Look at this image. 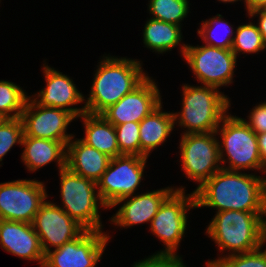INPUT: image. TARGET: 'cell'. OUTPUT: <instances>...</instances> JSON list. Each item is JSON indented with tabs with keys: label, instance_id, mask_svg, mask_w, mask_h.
Segmentation results:
<instances>
[{
	"label": "cell",
	"instance_id": "cell-1",
	"mask_svg": "<svg viewBox=\"0 0 266 267\" xmlns=\"http://www.w3.org/2000/svg\"><path fill=\"white\" fill-rule=\"evenodd\" d=\"M194 195L196 209L266 212V177L221 168Z\"/></svg>",
	"mask_w": 266,
	"mask_h": 267
},
{
	"label": "cell",
	"instance_id": "cell-2",
	"mask_svg": "<svg viewBox=\"0 0 266 267\" xmlns=\"http://www.w3.org/2000/svg\"><path fill=\"white\" fill-rule=\"evenodd\" d=\"M98 61L89 94L85 96L86 113L90 114H101L149 76L141 59L105 53Z\"/></svg>",
	"mask_w": 266,
	"mask_h": 267
},
{
	"label": "cell",
	"instance_id": "cell-3",
	"mask_svg": "<svg viewBox=\"0 0 266 267\" xmlns=\"http://www.w3.org/2000/svg\"><path fill=\"white\" fill-rule=\"evenodd\" d=\"M265 218L266 212H215L204 233L220 253L204 265L213 267L227 256L250 252L265 244Z\"/></svg>",
	"mask_w": 266,
	"mask_h": 267
},
{
	"label": "cell",
	"instance_id": "cell-4",
	"mask_svg": "<svg viewBox=\"0 0 266 267\" xmlns=\"http://www.w3.org/2000/svg\"><path fill=\"white\" fill-rule=\"evenodd\" d=\"M182 84L181 110L172 111L177 131L181 128L180 135L215 132L229 113L232 99L213 86Z\"/></svg>",
	"mask_w": 266,
	"mask_h": 267
},
{
	"label": "cell",
	"instance_id": "cell-5",
	"mask_svg": "<svg viewBox=\"0 0 266 267\" xmlns=\"http://www.w3.org/2000/svg\"><path fill=\"white\" fill-rule=\"evenodd\" d=\"M215 133L222 168L255 174L259 172L260 175L266 176V167L262 164L259 154L257 135L242 116L229 112L221 120Z\"/></svg>",
	"mask_w": 266,
	"mask_h": 267
},
{
	"label": "cell",
	"instance_id": "cell-6",
	"mask_svg": "<svg viewBox=\"0 0 266 267\" xmlns=\"http://www.w3.org/2000/svg\"><path fill=\"white\" fill-rule=\"evenodd\" d=\"M57 172L61 201L60 205L58 202L55 204L86 230L105 231L101 210L108 209L99 197L97 183L70 171L67 167Z\"/></svg>",
	"mask_w": 266,
	"mask_h": 267
},
{
	"label": "cell",
	"instance_id": "cell-7",
	"mask_svg": "<svg viewBox=\"0 0 266 267\" xmlns=\"http://www.w3.org/2000/svg\"><path fill=\"white\" fill-rule=\"evenodd\" d=\"M174 190L160 205L148 230L163 248L149 256H181L177 251L189 228L188 212L196 209L194 192ZM188 222V223H187Z\"/></svg>",
	"mask_w": 266,
	"mask_h": 267
},
{
	"label": "cell",
	"instance_id": "cell-8",
	"mask_svg": "<svg viewBox=\"0 0 266 267\" xmlns=\"http://www.w3.org/2000/svg\"><path fill=\"white\" fill-rule=\"evenodd\" d=\"M183 61L199 85L221 88L232 86L237 57L231 49L187 43Z\"/></svg>",
	"mask_w": 266,
	"mask_h": 267
},
{
	"label": "cell",
	"instance_id": "cell-9",
	"mask_svg": "<svg viewBox=\"0 0 266 267\" xmlns=\"http://www.w3.org/2000/svg\"><path fill=\"white\" fill-rule=\"evenodd\" d=\"M177 155L183 176L196 184L193 192L222 168L215 132L180 135Z\"/></svg>",
	"mask_w": 266,
	"mask_h": 267
},
{
	"label": "cell",
	"instance_id": "cell-10",
	"mask_svg": "<svg viewBox=\"0 0 266 267\" xmlns=\"http://www.w3.org/2000/svg\"><path fill=\"white\" fill-rule=\"evenodd\" d=\"M147 160V157L137 155L111 158L107 170L97 182L99 197L108 210L118 200L138 193L136 191L146 180Z\"/></svg>",
	"mask_w": 266,
	"mask_h": 267
},
{
	"label": "cell",
	"instance_id": "cell-11",
	"mask_svg": "<svg viewBox=\"0 0 266 267\" xmlns=\"http://www.w3.org/2000/svg\"><path fill=\"white\" fill-rule=\"evenodd\" d=\"M46 182L18 179L0 183V220L31 223L40 206L49 198Z\"/></svg>",
	"mask_w": 266,
	"mask_h": 267
},
{
	"label": "cell",
	"instance_id": "cell-12",
	"mask_svg": "<svg viewBox=\"0 0 266 267\" xmlns=\"http://www.w3.org/2000/svg\"><path fill=\"white\" fill-rule=\"evenodd\" d=\"M110 232L85 230L76 239L48 251L42 267H98L111 241Z\"/></svg>",
	"mask_w": 266,
	"mask_h": 267
},
{
	"label": "cell",
	"instance_id": "cell-13",
	"mask_svg": "<svg viewBox=\"0 0 266 267\" xmlns=\"http://www.w3.org/2000/svg\"><path fill=\"white\" fill-rule=\"evenodd\" d=\"M20 118L25 136L62 141L67 145L76 135L68 132L70 124L76 122V118L70 112L41 106L30 95Z\"/></svg>",
	"mask_w": 266,
	"mask_h": 267
},
{
	"label": "cell",
	"instance_id": "cell-14",
	"mask_svg": "<svg viewBox=\"0 0 266 267\" xmlns=\"http://www.w3.org/2000/svg\"><path fill=\"white\" fill-rule=\"evenodd\" d=\"M46 61L44 59L41 65L45 86L30 96L41 106L63 109L79 118L86 113L85 94L77 88L74 78L48 65Z\"/></svg>",
	"mask_w": 266,
	"mask_h": 267
},
{
	"label": "cell",
	"instance_id": "cell-15",
	"mask_svg": "<svg viewBox=\"0 0 266 267\" xmlns=\"http://www.w3.org/2000/svg\"><path fill=\"white\" fill-rule=\"evenodd\" d=\"M186 186H170L134 194L118 200L111 209L118 207L108 222L115 228L125 230L134 226L147 224L149 227L153 217L157 214L160 205L174 191H185ZM120 205V206H119Z\"/></svg>",
	"mask_w": 266,
	"mask_h": 267
},
{
	"label": "cell",
	"instance_id": "cell-16",
	"mask_svg": "<svg viewBox=\"0 0 266 267\" xmlns=\"http://www.w3.org/2000/svg\"><path fill=\"white\" fill-rule=\"evenodd\" d=\"M48 199L40 206L32 222L45 254L76 239L86 230L53 200Z\"/></svg>",
	"mask_w": 266,
	"mask_h": 267
},
{
	"label": "cell",
	"instance_id": "cell-17",
	"mask_svg": "<svg viewBox=\"0 0 266 267\" xmlns=\"http://www.w3.org/2000/svg\"><path fill=\"white\" fill-rule=\"evenodd\" d=\"M158 85L153 76H148L131 93L109 106L101 115L113 125L139 123L163 103Z\"/></svg>",
	"mask_w": 266,
	"mask_h": 267
},
{
	"label": "cell",
	"instance_id": "cell-18",
	"mask_svg": "<svg viewBox=\"0 0 266 267\" xmlns=\"http://www.w3.org/2000/svg\"><path fill=\"white\" fill-rule=\"evenodd\" d=\"M0 247L19 259L43 266L45 253L31 223L0 220Z\"/></svg>",
	"mask_w": 266,
	"mask_h": 267
},
{
	"label": "cell",
	"instance_id": "cell-19",
	"mask_svg": "<svg viewBox=\"0 0 266 267\" xmlns=\"http://www.w3.org/2000/svg\"><path fill=\"white\" fill-rule=\"evenodd\" d=\"M20 160L30 173L39 172L53 162L59 170L66 167V145L62 141L25 136L22 138Z\"/></svg>",
	"mask_w": 266,
	"mask_h": 267
},
{
	"label": "cell",
	"instance_id": "cell-20",
	"mask_svg": "<svg viewBox=\"0 0 266 267\" xmlns=\"http://www.w3.org/2000/svg\"><path fill=\"white\" fill-rule=\"evenodd\" d=\"M110 160L107 154L88 146L76 135L66 145V167L96 183L107 170Z\"/></svg>",
	"mask_w": 266,
	"mask_h": 267
},
{
	"label": "cell",
	"instance_id": "cell-21",
	"mask_svg": "<svg viewBox=\"0 0 266 267\" xmlns=\"http://www.w3.org/2000/svg\"><path fill=\"white\" fill-rule=\"evenodd\" d=\"M144 27H142L143 47L156 54L170 53L177 47L180 56L183 58L186 45L181 26L147 17Z\"/></svg>",
	"mask_w": 266,
	"mask_h": 267
},
{
	"label": "cell",
	"instance_id": "cell-22",
	"mask_svg": "<svg viewBox=\"0 0 266 267\" xmlns=\"http://www.w3.org/2000/svg\"><path fill=\"white\" fill-rule=\"evenodd\" d=\"M163 103L139 122L140 156L149 158L157 147L166 145L174 134V116L166 111ZM165 110V111H164Z\"/></svg>",
	"mask_w": 266,
	"mask_h": 267
},
{
	"label": "cell",
	"instance_id": "cell-23",
	"mask_svg": "<svg viewBox=\"0 0 266 267\" xmlns=\"http://www.w3.org/2000/svg\"><path fill=\"white\" fill-rule=\"evenodd\" d=\"M81 121L83 136L79 138L88 146L107 154L110 158L121 156L117 144L115 126L101 114L83 113L76 120Z\"/></svg>",
	"mask_w": 266,
	"mask_h": 267
},
{
	"label": "cell",
	"instance_id": "cell-24",
	"mask_svg": "<svg viewBox=\"0 0 266 267\" xmlns=\"http://www.w3.org/2000/svg\"><path fill=\"white\" fill-rule=\"evenodd\" d=\"M197 35L208 46L221 49H231L236 27L224 19L222 14H216L198 23Z\"/></svg>",
	"mask_w": 266,
	"mask_h": 267
},
{
	"label": "cell",
	"instance_id": "cell-25",
	"mask_svg": "<svg viewBox=\"0 0 266 267\" xmlns=\"http://www.w3.org/2000/svg\"><path fill=\"white\" fill-rule=\"evenodd\" d=\"M246 17L251 21L248 19L249 22H243L236 26L235 37L231 48L237 59L241 57V54H243L245 57V54L246 56L249 54L257 55L260 52L266 51V44L261 33L259 32L257 24H255L253 19L247 14Z\"/></svg>",
	"mask_w": 266,
	"mask_h": 267
},
{
	"label": "cell",
	"instance_id": "cell-26",
	"mask_svg": "<svg viewBox=\"0 0 266 267\" xmlns=\"http://www.w3.org/2000/svg\"><path fill=\"white\" fill-rule=\"evenodd\" d=\"M147 13L151 18L184 26L182 22L188 18L190 0H148Z\"/></svg>",
	"mask_w": 266,
	"mask_h": 267
},
{
	"label": "cell",
	"instance_id": "cell-27",
	"mask_svg": "<svg viewBox=\"0 0 266 267\" xmlns=\"http://www.w3.org/2000/svg\"><path fill=\"white\" fill-rule=\"evenodd\" d=\"M29 94L19 84L0 80V113L7 118H20Z\"/></svg>",
	"mask_w": 266,
	"mask_h": 267
},
{
	"label": "cell",
	"instance_id": "cell-28",
	"mask_svg": "<svg viewBox=\"0 0 266 267\" xmlns=\"http://www.w3.org/2000/svg\"><path fill=\"white\" fill-rule=\"evenodd\" d=\"M23 123L21 118H7L0 125V167L3 165L5 155L15 145H22Z\"/></svg>",
	"mask_w": 266,
	"mask_h": 267
},
{
	"label": "cell",
	"instance_id": "cell-29",
	"mask_svg": "<svg viewBox=\"0 0 266 267\" xmlns=\"http://www.w3.org/2000/svg\"><path fill=\"white\" fill-rule=\"evenodd\" d=\"M114 126L120 153L140 156L139 123L127 122Z\"/></svg>",
	"mask_w": 266,
	"mask_h": 267
},
{
	"label": "cell",
	"instance_id": "cell-30",
	"mask_svg": "<svg viewBox=\"0 0 266 267\" xmlns=\"http://www.w3.org/2000/svg\"><path fill=\"white\" fill-rule=\"evenodd\" d=\"M266 243L256 250L227 256L213 267H266Z\"/></svg>",
	"mask_w": 266,
	"mask_h": 267
},
{
	"label": "cell",
	"instance_id": "cell-31",
	"mask_svg": "<svg viewBox=\"0 0 266 267\" xmlns=\"http://www.w3.org/2000/svg\"><path fill=\"white\" fill-rule=\"evenodd\" d=\"M249 111L247 118H242L249 127L256 133L261 134L266 132V101H260L254 104ZM248 119V120H247Z\"/></svg>",
	"mask_w": 266,
	"mask_h": 267
},
{
	"label": "cell",
	"instance_id": "cell-32",
	"mask_svg": "<svg viewBox=\"0 0 266 267\" xmlns=\"http://www.w3.org/2000/svg\"><path fill=\"white\" fill-rule=\"evenodd\" d=\"M247 15L253 20L254 18H257L254 22H256L259 32L261 33L266 44V9L258 8L248 12Z\"/></svg>",
	"mask_w": 266,
	"mask_h": 267
},
{
	"label": "cell",
	"instance_id": "cell-33",
	"mask_svg": "<svg viewBox=\"0 0 266 267\" xmlns=\"http://www.w3.org/2000/svg\"><path fill=\"white\" fill-rule=\"evenodd\" d=\"M142 259L135 261L131 267H162V256H145Z\"/></svg>",
	"mask_w": 266,
	"mask_h": 267
},
{
	"label": "cell",
	"instance_id": "cell-34",
	"mask_svg": "<svg viewBox=\"0 0 266 267\" xmlns=\"http://www.w3.org/2000/svg\"><path fill=\"white\" fill-rule=\"evenodd\" d=\"M183 256H162V267H187ZM189 267V266H188ZM205 267H208L205 265Z\"/></svg>",
	"mask_w": 266,
	"mask_h": 267
},
{
	"label": "cell",
	"instance_id": "cell-35",
	"mask_svg": "<svg viewBox=\"0 0 266 267\" xmlns=\"http://www.w3.org/2000/svg\"><path fill=\"white\" fill-rule=\"evenodd\" d=\"M256 135L261 162L266 167V132Z\"/></svg>",
	"mask_w": 266,
	"mask_h": 267
},
{
	"label": "cell",
	"instance_id": "cell-36",
	"mask_svg": "<svg viewBox=\"0 0 266 267\" xmlns=\"http://www.w3.org/2000/svg\"><path fill=\"white\" fill-rule=\"evenodd\" d=\"M266 5V0H245L246 14L252 10L263 8Z\"/></svg>",
	"mask_w": 266,
	"mask_h": 267
},
{
	"label": "cell",
	"instance_id": "cell-37",
	"mask_svg": "<svg viewBox=\"0 0 266 267\" xmlns=\"http://www.w3.org/2000/svg\"><path fill=\"white\" fill-rule=\"evenodd\" d=\"M239 1H240V3H243L244 2L243 4H244V7H245V0H217V2H219L220 4L221 3H223V4H227V3L228 4H231V3L234 4L235 3L236 4Z\"/></svg>",
	"mask_w": 266,
	"mask_h": 267
},
{
	"label": "cell",
	"instance_id": "cell-38",
	"mask_svg": "<svg viewBox=\"0 0 266 267\" xmlns=\"http://www.w3.org/2000/svg\"><path fill=\"white\" fill-rule=\"evenodd\" d=\"M7 119L3 114L0 113V125Z\"/></svg>",
	"mask_w": 266,
	"mask_h": 267
},
{
	"label": "cell",
	"instance_id": "cell-39",
	"mask_svg": "<svg viewBox=\"0 0 266 267\" xmlns=\"http://www.w3.org/2000/svg\"><path fill=\"white\" fill-rule=\"evenodd\" d=\"M265 242H266V218H265Z\"/></svg>",
	"mask_w": 266,
	"mask_h": 267
}]
</instances>
